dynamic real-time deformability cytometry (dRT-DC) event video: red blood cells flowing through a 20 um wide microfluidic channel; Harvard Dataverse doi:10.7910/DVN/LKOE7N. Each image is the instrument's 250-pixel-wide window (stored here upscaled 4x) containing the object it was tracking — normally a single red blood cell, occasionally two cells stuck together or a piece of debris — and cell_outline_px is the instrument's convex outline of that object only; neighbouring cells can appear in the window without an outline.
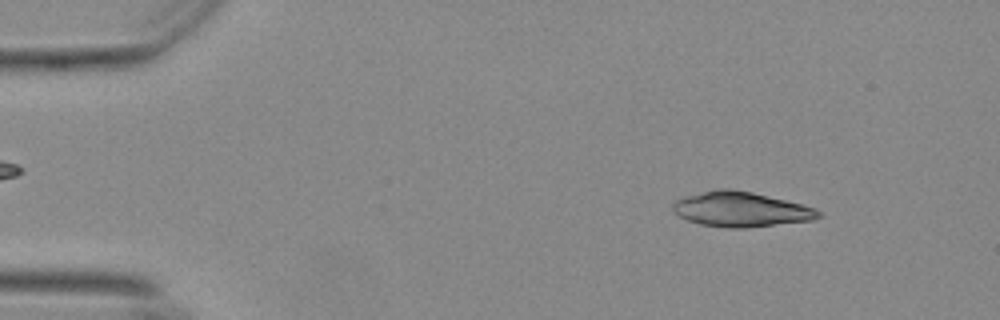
{"species": "Egyptian fruit bat (a non-hibernating species)", "species_latin": "Rousettus aegyptiacus", "temperature_condition": "warm", "stored_images_in_passage": 54, "camera_frame_rate_fps": 3000, "um_per_image_px": 0.085, "animal": {"sex": "female"}, "frame": {"image": 1, "passage_image": 6, "time_ms": 1.667, "image_size_px": [1000, 320], "cell_outline_px": [[820, 216], [812, 220], [748, 228], [728, 228], [700, 224], [688, 220], [680, 216], [672, 208], [672, 204], [676, 200], [688, 196], [720, 188], [728, 188], [752, 192], [816, 208], [820, 212]], "centroid_in_image_um": [62.98, 17.8], "position_along_channel_um": 22.0, "area_um2": 29.19}}
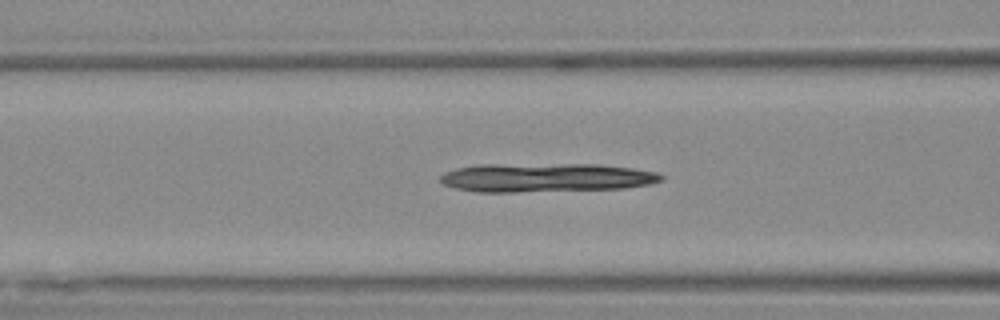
{"frame": {"image": 2, "passage_image": 21, "time_ms": 6.667, "image_size_px": [1000, 320], "cell_outline_px": [[664, 180], [652, 184], [624, 188], [512, 192], [476, 192], [456, 188], [444, 184], [440, 180], [440, 176], [444, 172], [456, 168], [480, 164], [600, 164], [636, 168], [656, 172], [664, 176]], "centroid_in_image_um": [46.44, 15.09], "position_along_channel_um": 120.2, "area_um2": 37.4}}
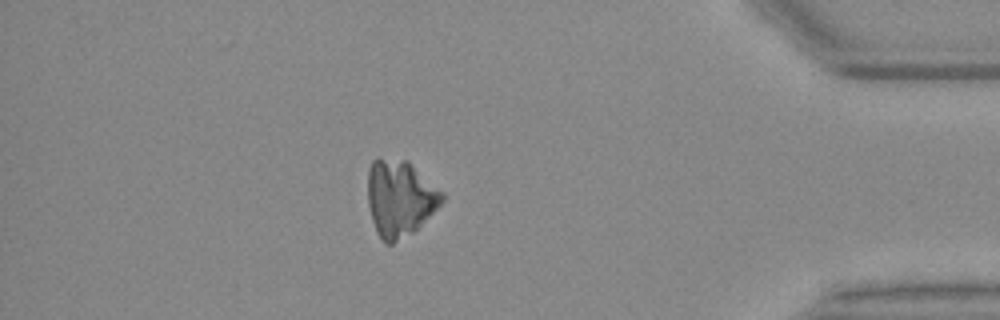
{"frame": {"image": 3, "passage_image": 47, "time_ms": 15.333, "image_size_px": [1000, 320], "cell_outline_px": [[444, 200], [412, 232], [392, 244], [384, 244], [376, 232], [372, 220], [368, 204], [368, 168], [372, 160], [376, 156], [408, 160], [444, 192]], "centroid_in_image_um": [33.96, 16.8], "position_along_channel_um": 401.2, "area_um2": 33.23}}